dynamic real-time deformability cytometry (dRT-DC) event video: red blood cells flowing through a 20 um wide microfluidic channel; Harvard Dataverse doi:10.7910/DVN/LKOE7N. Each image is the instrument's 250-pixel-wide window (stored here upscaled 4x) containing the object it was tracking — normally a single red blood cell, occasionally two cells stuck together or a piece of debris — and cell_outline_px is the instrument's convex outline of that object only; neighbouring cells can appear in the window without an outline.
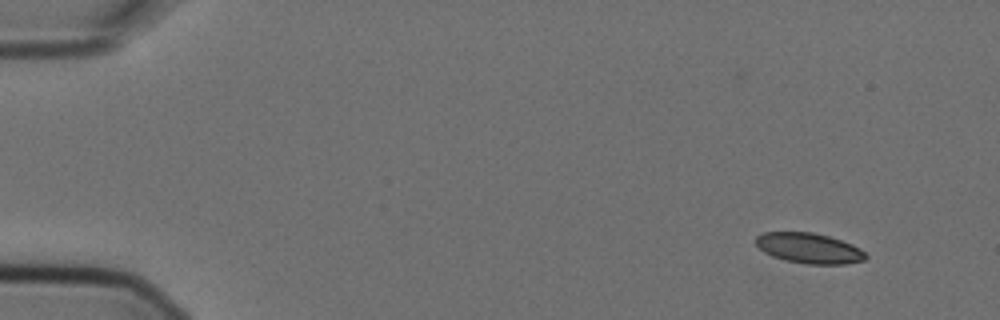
{"species": "Egyptian fruit bat (a non-hibernating species)", "species_latin": "Rousettus aegyptiacus", "temperature_condition": "cold", "stored_images_in_passage": 6, "camera_frame_rate_fps": 3000, "um_per_image_px": 0.085, "animal": {"sex": "female"}, "frame": {"image": 1, "passage_image": 1, "time_ms": 0.0, "image_size_px": [1000, 320], "cell_outline_px": [[868, 256], [864, 260], [844, 264], [808, 264], [788, 260], [772, 256], [764, 252], [756, 244], [756, 236], [760, 232], [812, 232], [828, 236], [852, 244], [860, 248]], "centroid_in_image_um": [68.77, 21.09], "position_along_channel_um": 16.2, "area_um2": 19.31}}
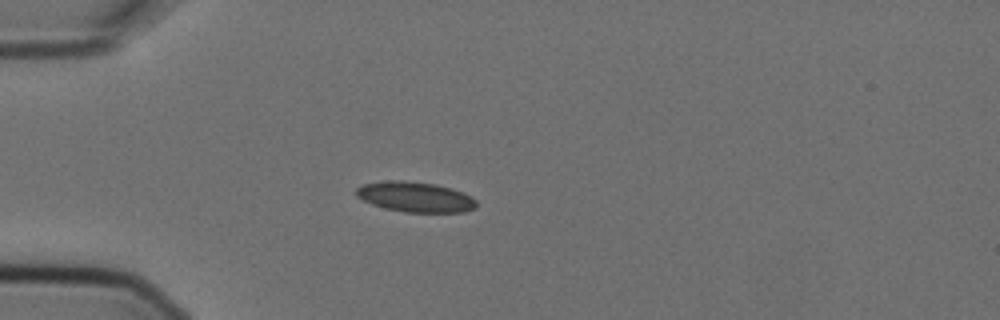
{"frame": {"image": 2, "passage_image": 4, "time_ms": 1.0, "image_size_px": [1000, 320], "cell_outline_px": [[476, 208], [464, 212], [404, 212], [384, 208], [372, 204], [356, 196], [356, 188], [364, 184], [392, 180], [396, 180], [436, 184], [452, 188], [464, 192], [472, 196], [476, 200]], "centroid_in_image_um": [35.34, 16.74], "position_along_channel_um": 49.7, "area_um2": 21.15}}
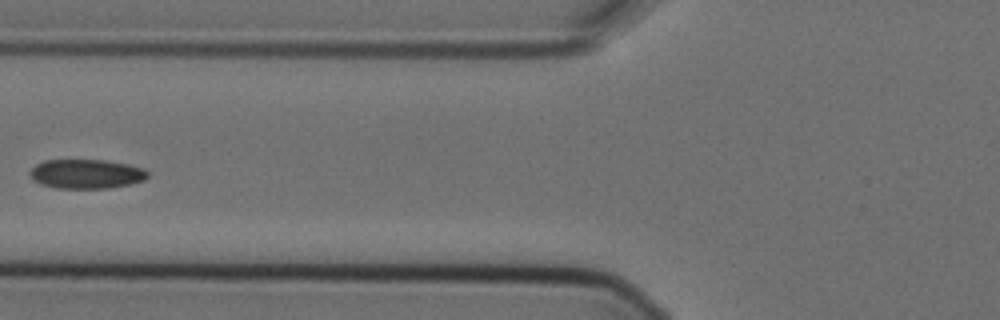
{"frame": {"image": 3, "passage_image": 6, "time_ms": 1.667, "image_size_px": [1000, 320], "cell_outline_px": [[148, 176], [144, 180], [128, 184], [108, 188], [56, 188], [40, 184], [32, 180], [28, 172], [36, 164], [44, 160], [104, 160], [128, 164], [144, 168], [148, 172]], "centroid_in_image_um": [7.3, 14.78], "position_along_channel_um": 118.5, "area_um2": 20.17}}